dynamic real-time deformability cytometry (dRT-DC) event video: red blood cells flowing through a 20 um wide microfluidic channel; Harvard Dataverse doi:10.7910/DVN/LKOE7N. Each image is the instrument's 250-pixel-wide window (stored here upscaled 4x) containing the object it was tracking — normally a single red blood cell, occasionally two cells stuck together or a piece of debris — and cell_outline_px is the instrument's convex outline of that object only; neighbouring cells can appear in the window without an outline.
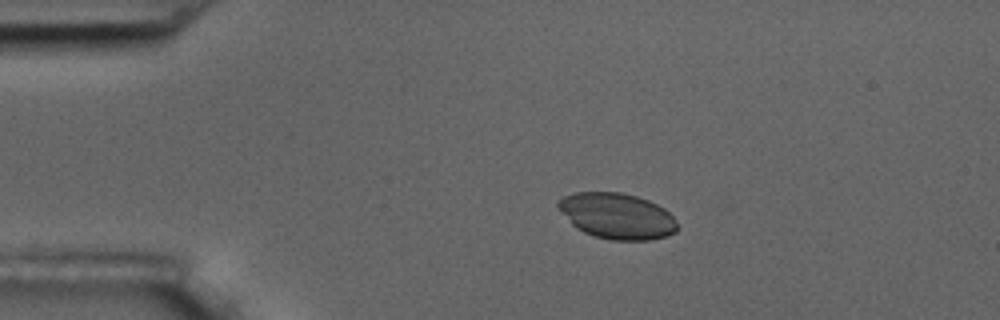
{"species": "common noctule bat (a hibernating species)", "species_latin": "Nyctalus noctula", "temperature_condition": "room temperature", "stored_images_in_passage": 4, "camera_frame_rate_fps": 3000, "um_per_image_px": 0.085, "animal": {"sex": "male", "body_mass_g": 17.5, "forearm_length_mm": 52.3}, "frame": {"image": 1, "passage_image": 3, "time_ms": 2.333, "image_size_px": [1000, 320], "cell_outline_px": [[676, 232], [668, 236], [648, 240], [612, 240], [596, 236], [584, 232], [576, 228], [572, 224], [556, 204], [564, 196], [576, 192], [620, 192], [636, 196], [648, 200], [664, 208], [672, 216], [676, 224]], "centroid_in_image_um": [52.45, 18.36], "position_along_channel_um": 32.5, "area_um2": 31.5}}